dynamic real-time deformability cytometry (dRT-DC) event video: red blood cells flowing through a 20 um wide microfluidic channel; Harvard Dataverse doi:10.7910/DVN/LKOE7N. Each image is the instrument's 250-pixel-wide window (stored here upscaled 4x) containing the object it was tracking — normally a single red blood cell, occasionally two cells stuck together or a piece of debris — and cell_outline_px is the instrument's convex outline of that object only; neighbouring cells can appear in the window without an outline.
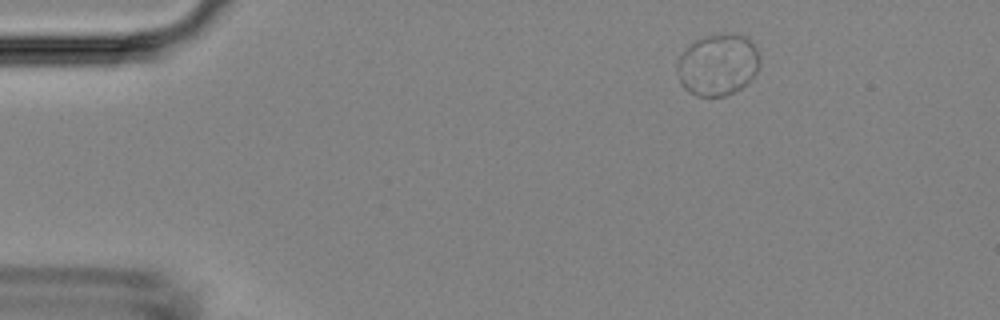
{"species": "Egyptian fruit bat (a non-hibernating species)", "species_latin": "Rousettus aegyptiacus", "temperature_condition": "room temperature", "stored_images_in_passage": 5, "camera_frame_rate_fps": 3000, "um_per_image_px": 0.085, "animal": {"sex": "female"}, "frame": {"image": 1, "passage_image": 1, "time_ms": 0.0, "image_size_px": [1000, 320], "cell_outline_px": [[760, 64], [756, 72], [748, 84], [724, 96], [696, 96], [688, 92], [680, 84], [676, 72], [676, 68], [680, 56], [696, 40], [708, 36], [744, 36], [756, 48]], "centroid_in_image_um": [60.99, 5.57], "position_along_channel_um": 24.0, "area_um2": 29.02}}
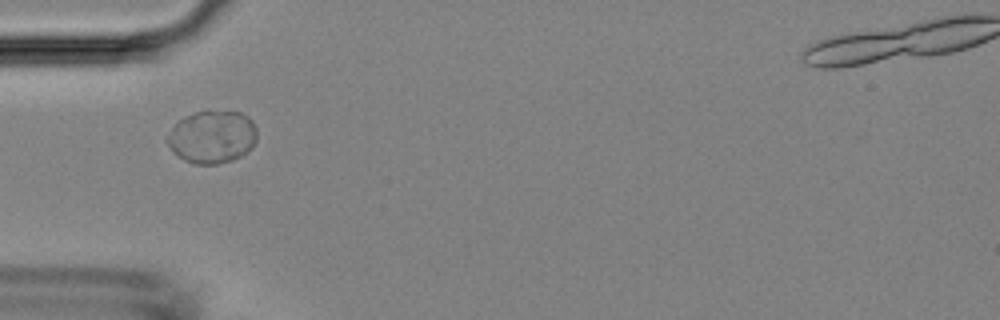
{"frame": {"image": 2, "passage_image": 3, "time_ms": 3.0, "image_size_px": [1000, 320], "cell_outline_px": [[256, 140], [252, 148], [248, 152], [232, 160], [216, 164], [192, 164], [184, 160], [172, 152], [164, 140], [172, 128], [184, 116], [196, 112], [240, 112], [248, 116], [252, 120], [256, 128]], "centroid_in_image_um": [18.02, 11.66], "position_along_channel_um": 67.0, "area_um2": 27.63}}